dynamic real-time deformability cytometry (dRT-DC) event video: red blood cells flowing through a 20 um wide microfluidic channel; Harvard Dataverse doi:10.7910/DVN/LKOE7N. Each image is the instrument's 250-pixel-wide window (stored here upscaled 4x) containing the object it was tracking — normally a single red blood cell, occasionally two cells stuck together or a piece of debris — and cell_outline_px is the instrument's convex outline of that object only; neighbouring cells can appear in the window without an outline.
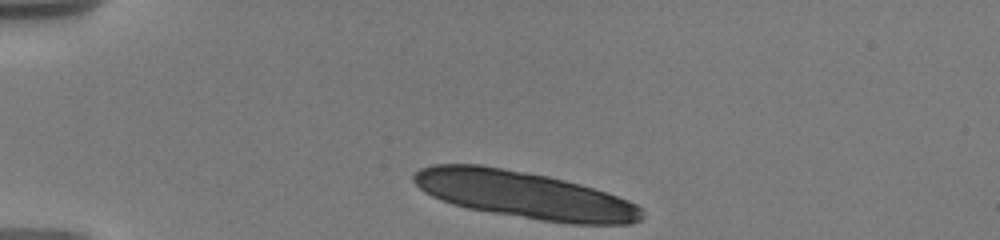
{"species": "human", "species_latin": "Homo sapiens", "temperature_condition": "warm", "stored_images_in_passage": 8, "camera_frame_rate_fps": 3000, "um_per_image_px": 0.085, "donor": {"sex": "male"}, "frame": {"image": 1, "passage_image": 1, "time_ms": 0.0, "image_size_px": [1000, 240], "cell_outline_px": [[644, 216], [640, 220], [628, 224], [572, 224], [540, 220], [468, 208], [452, 204], [440, 200], [424, 192], [412, 180], [412, 176], [420, 168], [432, 164], [480, 164], [528, 172], [548, 176], [580, 184], [628, 200], [636, 204], [644, 212]], "centroid_in_image_um": [44.54, 16.56], "position_along_channel_um": 40.5, "area_um2": 62.42}}